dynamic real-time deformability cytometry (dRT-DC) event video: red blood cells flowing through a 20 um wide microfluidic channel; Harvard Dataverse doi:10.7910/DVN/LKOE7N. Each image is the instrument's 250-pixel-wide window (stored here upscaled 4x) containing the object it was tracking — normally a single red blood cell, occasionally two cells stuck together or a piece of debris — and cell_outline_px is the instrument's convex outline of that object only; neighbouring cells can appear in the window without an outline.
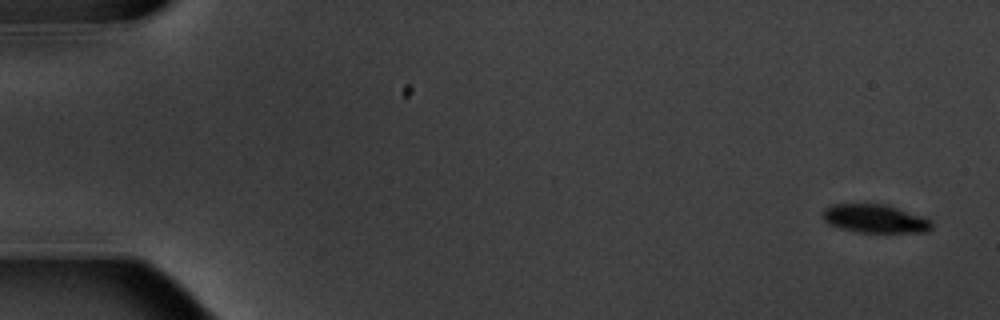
{"species": "common noctule bat (a hibernating species)", "species_latin": "Nyctalus noctula", "temperature_condition": "warm", "stored_images_in_passage": 6, "camera_frame_rate_fps": 3000, "um_per_image_px": 0.085, "animal": {"sex": "male", "body_mass_g": 20.1, "forearm_length_mm": 53.5}, "frame": {"image": 1, "passage_image": 1, "time_ms": 0.0, "image_size_px": [1000, 320], "cell_outline_px": [[932, 228], [928, 232], [860, 232], [840, 228], [828, 224], [820, 216], [824, 208], [832, 204], [884, 204], [932, 220]], "centroid_in_image_um": [74.32, 18.59], "position_along_channel_um": 10.7, "area_um2": 17.98}}